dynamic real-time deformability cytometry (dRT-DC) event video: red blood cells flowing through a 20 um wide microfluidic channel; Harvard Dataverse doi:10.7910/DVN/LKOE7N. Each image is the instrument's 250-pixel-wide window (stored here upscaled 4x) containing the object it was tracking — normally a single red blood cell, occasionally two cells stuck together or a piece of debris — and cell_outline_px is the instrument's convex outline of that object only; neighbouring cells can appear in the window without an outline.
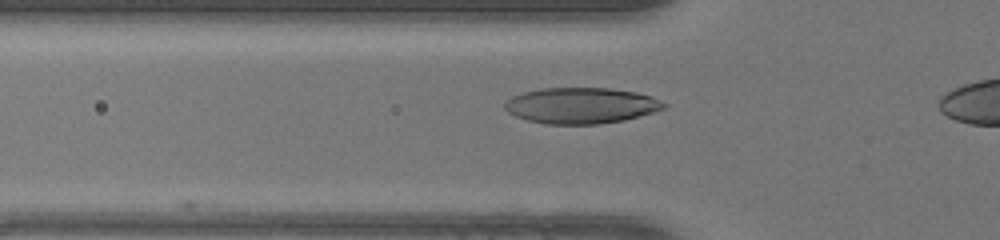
{"species": "human", "species_latin": "Homo sapiens", "temperature_condition": "warm", "stored_images_in_passage": 13, "camera_frame_rate_fps": 3000, "um_per_image_px": 0.085, "donor": {"sex": "female"}, "frame": {"image": 1, "passage_image": 11, "time_ms": 3.333, "image_size_px": [1000, 240], "cell_outline_px": [[668, 104], [664, 108], [652, 112], [624, 120], [600, 124], [544, 124], [528, 120], [516, 116], [508, 112], [504, 108], [504, 104], [512, 96], [524, 92], [540, 88], [608, 88], [636, 92], [652, 96]], "centroid_in_image_um": [49.39, 8.97], "position_along_channel_um": 76.4, "area_um2": 33.29}}